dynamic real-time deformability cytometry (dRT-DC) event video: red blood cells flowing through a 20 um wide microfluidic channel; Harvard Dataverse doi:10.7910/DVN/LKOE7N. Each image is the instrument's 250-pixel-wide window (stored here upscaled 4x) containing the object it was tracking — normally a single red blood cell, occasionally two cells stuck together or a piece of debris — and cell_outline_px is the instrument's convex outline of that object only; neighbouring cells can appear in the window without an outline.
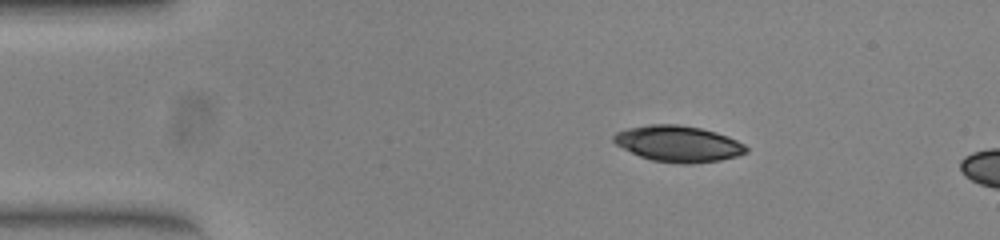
{"species": "common noctule bat (a hibernating species)", "species_latin": "Nyctalus noctula", "temperature_condition": "warm", "stored_images_in_passage": 13, "camera_frame_rate_fps": 3000, "um_per_image_px": 0.085, "animal": {"sex": "female", "body_mass_g": 23.0, "forearm_length_mm": 53.4}, "frame": {"image": 1, "passage_image": 8, "time_ms": 2.333, "image_size_px": [1000, 240], "cell_outline_px": [[748, 152], [736, 156], [720, 160], [688, 164], [680, 164], [652, 160], [640, 156], [616, 144], [612, 140], [612, 136], [616, 132], [628, 128], [648, 124], [676, 124], [700, 128], [716, 132], [728, 136], [744, 144], [748, 148]], "centroid_in_image_um": [57.65, 12.21], "position_along_channel_um": 27.3, "area_um2": 27.8}}